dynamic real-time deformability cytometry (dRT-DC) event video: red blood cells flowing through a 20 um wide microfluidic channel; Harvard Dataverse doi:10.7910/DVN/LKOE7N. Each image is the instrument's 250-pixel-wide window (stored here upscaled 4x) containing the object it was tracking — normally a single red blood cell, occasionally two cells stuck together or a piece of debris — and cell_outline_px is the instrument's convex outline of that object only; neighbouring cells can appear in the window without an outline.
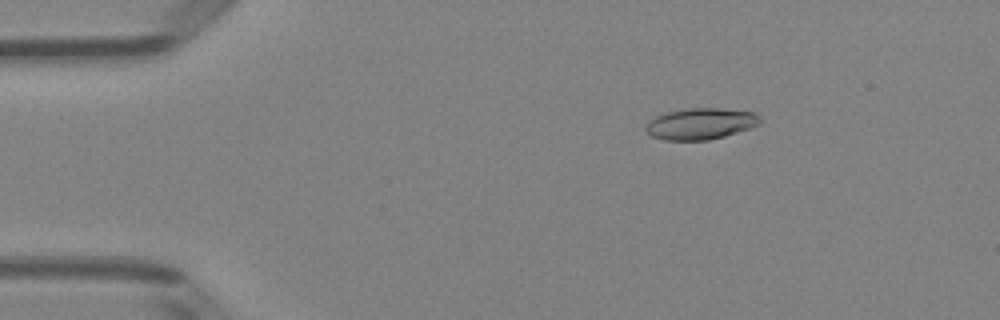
{"species": "Egyptian fruit bat (a non-hibernating species)", "species_latin": "Rousettus aegyptiacus", "temperature_condition": "room temperature", "stored_images_in_passage": 48, "camera_frame_rate_fps": 3000, "um_per_image_px": 0.085, "animal": {"sex": "female"}, "frame": {"image": 1, "passage_image": 5, "time_ms": 1.333, "image_size_px": [1000, 320], "cell_outline_px": [[760, 124], [724, 136], [708, 140], [664, 140], [652, 136], [644, 128], [648, 120], [664, 112], [688, 108], [720, 108], [756, 112], [760, 116]], "centroid_in_image_um": [59.53, 10.5], "position_along_channel_um": 25.5, "area_um2": 20.92}}
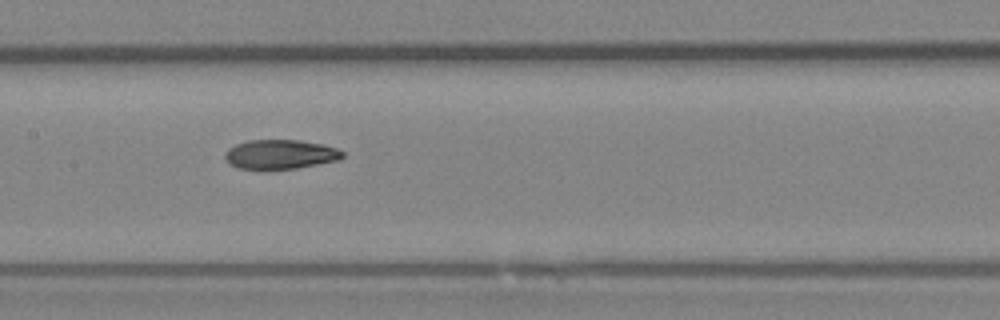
{"frame": {"image": 2, "passage_image": 22, "time_ms": 7.0, "image_size_px": [1000, 320], "cell_outline_px": [[344, 156], [340, 160], [296, 168], [240, 168], [228, 164], [224, 156], [224, 152], [228, 148], [236, 144], [248, 140], [300, 140], [324, 144], [336, 148], [344, 152]], "centroid_in_image_um": [23.83, 13.1], "position_along_channel_um": 183.6, "area_um2": 20.06}}
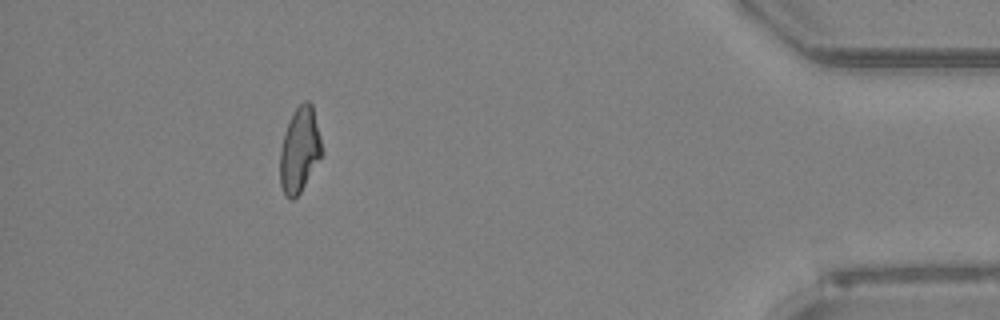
{"frame": {"image": 3, "passage_image": 43, "time_ms": 14.0, "image_size_px": [1000, 320], "cell_outline_px": [[324, 152], [300, 192], [292, 200], [284, 196], [280, 184], [280, 148], [284, 132], [296, 108], [304, 100], [308, 100], [312, 104]], "centroid_in_image_um": [25.46, 12.76], "position_along_channel_um": 409.7, "area_um2": 20.69}, "authors_computed_cell_mechanics": {"area_um2": 20.808, "velocity_mm_per_s": 4.0051, "shape_relaxation_time_tau1_ms": 9.4935, "shape_relaxation_time_tau2_ms": 2.9966, "deformation_change_tau1": 0.2438, "deformation_change_tau2": 0.0901}}